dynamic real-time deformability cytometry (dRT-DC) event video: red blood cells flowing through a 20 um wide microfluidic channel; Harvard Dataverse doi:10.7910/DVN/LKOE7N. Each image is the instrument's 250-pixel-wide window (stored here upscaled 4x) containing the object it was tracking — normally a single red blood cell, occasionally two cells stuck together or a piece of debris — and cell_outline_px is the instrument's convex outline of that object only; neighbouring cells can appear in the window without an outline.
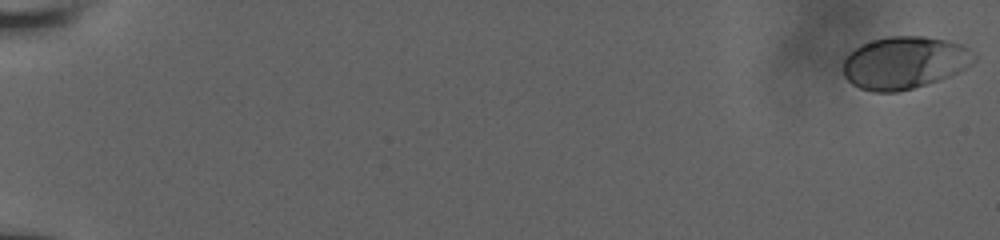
{"species": "human", "species_latin": "Homo sapiens", "temperature_condition": "room temperature", "stored_images_in_passage": 57, "camera_frame_rate_fps": 3000, "um_per_image_px": 0.085, "donor": {"sex": "male"}, "frame": {"image": 1, "passage_image": 1, "time_ms": 0.0, "image_size_px": [1000, 240], "cell_outline_px": [[976, 60], [972, 64], [948, 76], [912, 88], [896, 92], [872, 92], [860, 88], [852, 84], [844, 76], [844, 60], [848, 52], [860, 44], [872, 40], [888, 36], [924, 36], [948, 40], [960, 44], [976, 52]], "centroid_in_image_um": [76.86, 5.31], "position_along_channel_um": 8.1, "area_um2": 40.06}}
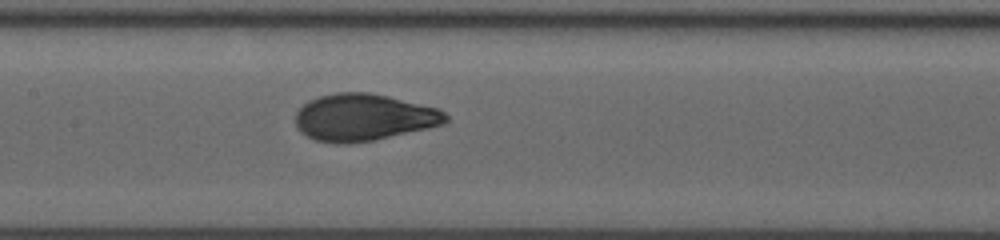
{"frame": {"image": 2, "passage_image": 31, "time_ms": 10.0, "image_size_px": [1000, 240], "cell_outline_px": [[448, 120], [444, 124], [428, 128], [372, 140], [348, 144], [336, 144], [316, 140], [300, 132], [296, 128], [296, 112], [308, 100], [320, 96], [336, 92], [368, 92], [388, 96], [440, 108], [448, 116]], "centroid_in_image_um": [30.91, 9.97], "position_along_channel_um": 176.5, "area_um2": 41.21}}
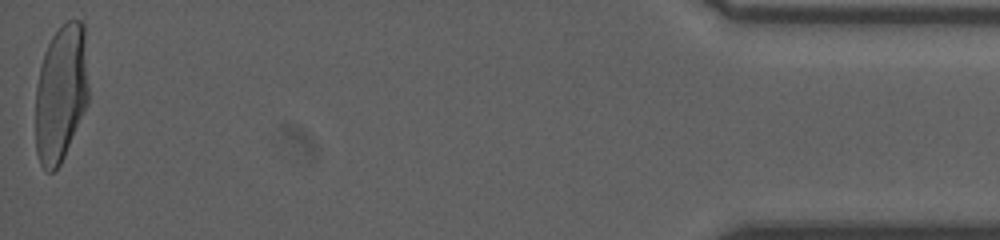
{"frame": {"image": 3, "passage_image": 57, "time_ms": 18.667, "image_size_px": [1000, 240], "cell_outline_px": [[88, 104], [64, 156], [60, 164], [52, 172], [48, 172], [40, 164], [36, 152], [36, 88], [40, 68], [44, 52], [52, 36], [68, 20], [80, 20], [84, 24], [88, 88]], "centroid_in_image_um": [5.18, 7.94], "position_along_channel_um": 430.0, "area_um2": 42.37}, "authors_computed_cell_mechanics": {"area_um2": 40.4022, "velocity_mm_per_s": 3.8873, "shape_relaxation_time_tau1_ms": 4.7059, "shape_relaxation_time_tau2_ms": null, "deformation_change_tau1": 0.2004, "deformation_change_tau2": null}}